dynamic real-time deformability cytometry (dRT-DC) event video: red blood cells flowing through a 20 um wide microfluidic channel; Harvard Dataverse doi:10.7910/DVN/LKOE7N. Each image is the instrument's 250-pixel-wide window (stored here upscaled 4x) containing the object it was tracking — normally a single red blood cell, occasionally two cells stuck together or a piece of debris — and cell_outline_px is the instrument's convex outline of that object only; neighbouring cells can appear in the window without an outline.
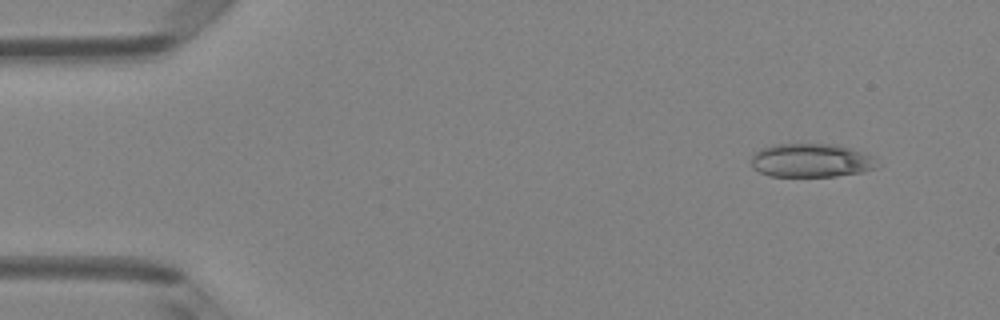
{"species": "Egyptian fruit bat (a non-hibernating species)", "species_latin": "Rousettus aegyptiacus", "temperature_condition": "room temperature", "stored_images_in_passage": 4, "camera_frame_rate_fps": 3000, "um_per_image_px": 0.085, "animal": {"sex": "female"}, "frame": {"image": 1, "passage_image": 1, "time_ms": 0.0, "image_size_px": [1000, 320], "cell_outline_px": [[880, 168], [864, 172], [836, 176], [768, 176], [760, 172], [752, 164], [752, 156], [760, 148], [780, 144], [836, 144], [852, 148], [872, 156]], "centroid_in_image_um": [69.0, 13.64], "position_along_channel_um": 16.0, "area_um2": 24.74}}
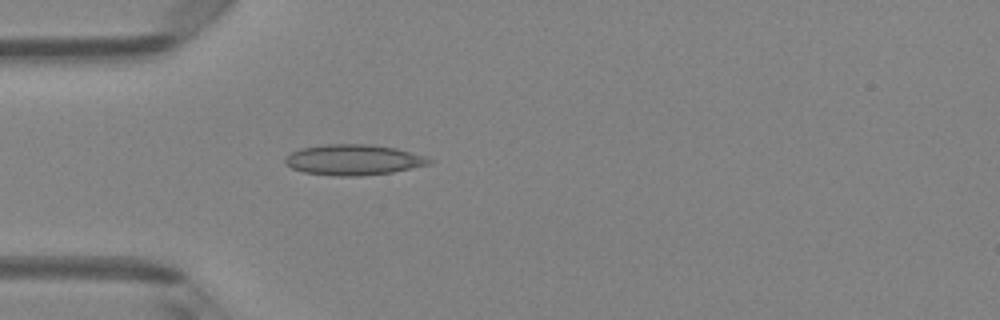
{"frame": {"image": 2, "passage_image": 4, "time_ms": 1.0, "image_size_px": [1000, 320], "cell_outline_px": [[432, 164], [392, 172], [360, 176], [336, 176], [304, 172], [292, 168], [284, 164], [284, 156], [292, 152], [304, 148], [324, 144], [372, 144], [396, 148], [424, 156], [432, 160]], "centroid_in_image_um": [30.03, 13.58], "position_along_channel_um": 55.0, "area_um2": 25.72}}